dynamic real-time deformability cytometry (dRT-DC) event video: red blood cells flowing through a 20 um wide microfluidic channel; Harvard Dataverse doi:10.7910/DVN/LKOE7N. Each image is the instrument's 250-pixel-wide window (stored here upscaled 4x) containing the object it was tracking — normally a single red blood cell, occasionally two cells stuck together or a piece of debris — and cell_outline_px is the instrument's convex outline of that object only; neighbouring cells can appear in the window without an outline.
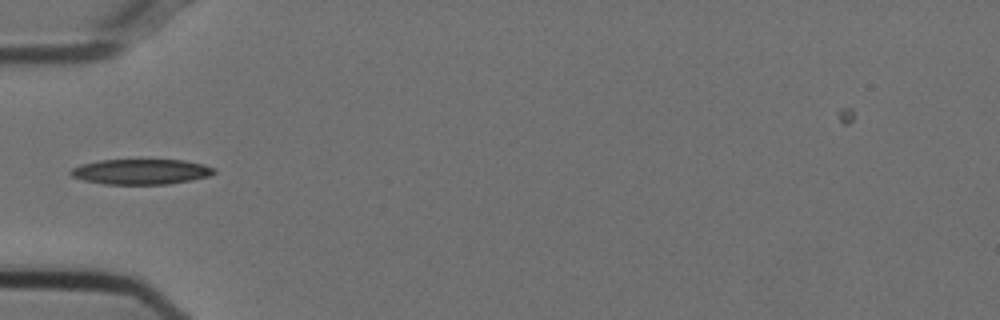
{"species": "Egyptian fruit bat (a non-hibernating species)", "species_latin": "Rousettus aegyptiacus", "temperature_condition": "cold", "stored_images_in_passage": 16, "camera_frame_rate_fps": 3000, "um_per_image_px": 0.085, "animal": {"sex": "female"}, "frame": {"image": 1, "passage_image": 1, "time_ms": 0.0, "image_size_px": [1000, 320], "cell_outline_px": [[216, 172], [208, 176], [192, 180], [168, 184], [104, 184], [84, 180], [72, 176], [68, 172], [72, 168], [80, 164], [100, 160], [184, 160], [204, 164], [212, 168]], "centroid_in_image_um": [11.96, 14.59], "position_along_channel_um": 73.0, "area_um2": 21.1}}
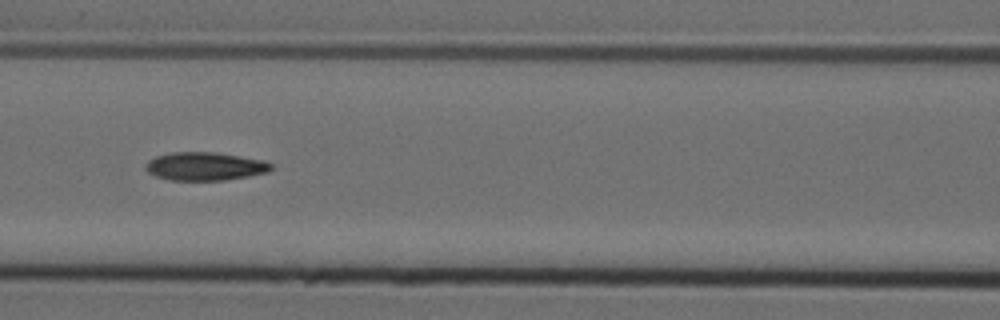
{"frame": {"image": 2, "passage_image": 7, "time_ms": 2.0, "image_size_px": [1000, 320], "cell_outline_px": [[272, 168], [268, 172], [248, 176], [224, 180], [168, 180], [156, 176], [148, 172], [144, 168], [148, 160], [156, 156], [172, 152], [216, 152], [264, 160], [272, 164]], "centroid_in_image_um": [17.41, 14.13], "position_along_channel_um": 149.2, "area_um2": 20.69}}
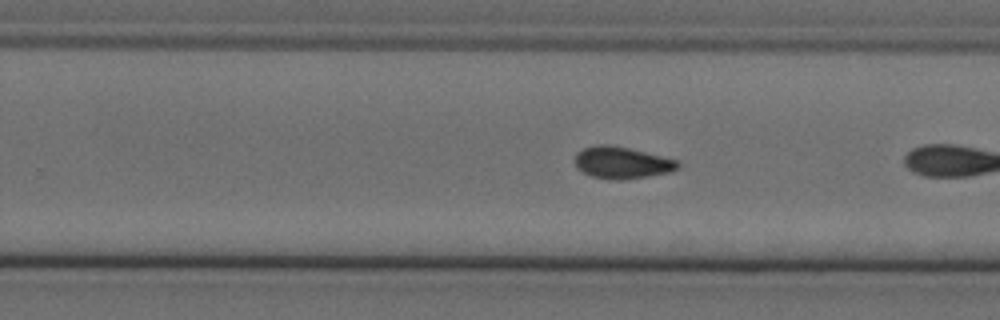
{"frame": {"image": 3, "passage_image": 15, "time_ms": 4.667, "image_size_px": [1000, 320], "cell_outline_px": [[680, 168], [672, 172], [624, 180], [616, 180], [592, 176], [576, 168], [576, 152], [584, 148], [596, 144], [608, 144], [628, 148], [680, 160]], "centroid_in_image_um": [52.91, 13.82], "position_along_channel_um": 276.9, "area_um2": 19.25}}